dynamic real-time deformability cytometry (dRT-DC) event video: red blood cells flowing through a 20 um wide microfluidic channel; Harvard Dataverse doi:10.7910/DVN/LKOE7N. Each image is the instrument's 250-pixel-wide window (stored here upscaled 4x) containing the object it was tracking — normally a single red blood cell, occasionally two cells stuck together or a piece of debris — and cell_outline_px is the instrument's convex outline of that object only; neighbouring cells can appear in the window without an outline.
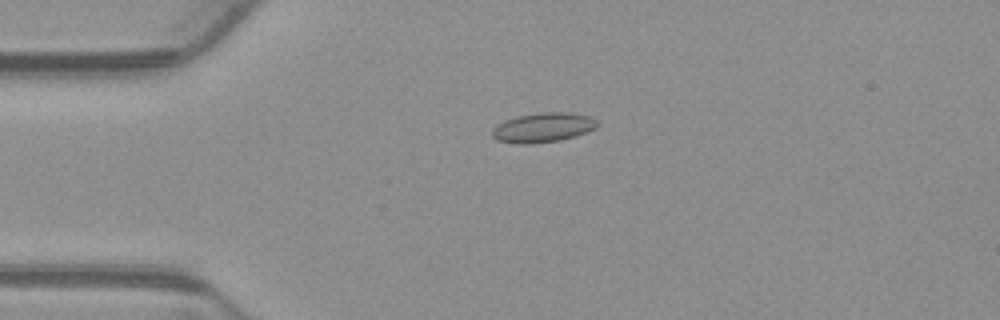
{"species": "common noctule bat (a hibernating species)", "species_latin": "Nyctalus noctula", "temperature_condition": "warm", "stored_images_in_passage": 53, "camera_frame_rate_fps": 3000, "um_per_image_px": 0.085, "animal": {"sex": "male", "body_mass_g": 23.1, "forearm_length_mm": 52.7}, "frame": {"image": 1, "passage_image": 13, "time_ms": 4.0, "image_size_px": [1000, 320], "cell_outline_px": [[600, 124], [596, 128], [560, 140], [528, 144], [520, 144], [496, 140], [492, 136], [492, 128], [496, 124], [504, 120], [516, 116], [540, 112], [572, 112], [588, 116], [596, 120]], "centroid_in_image_um": [46.12, 10.82], "position_along_channel_um": 38.9, "area_um2": 18.15}}
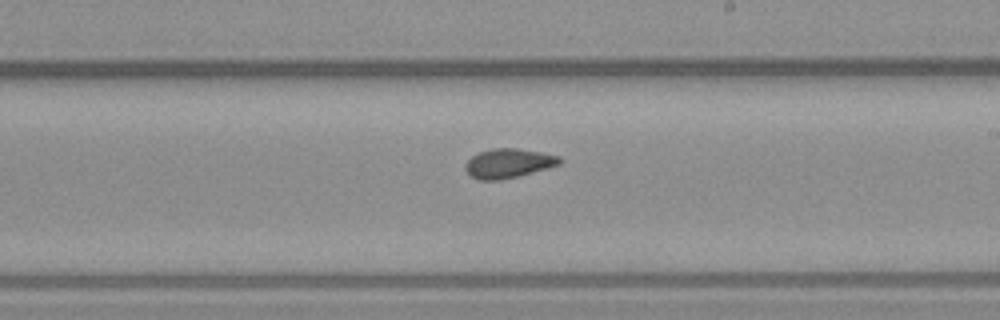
{"frame": {"image": 2, "passage_image": 31, "time_ms": 10.0, "image_size_px": [1000, 320], "cell_outline_px": [[560, 164], [516, 176], [500, 180], [480, 180], [472, 176], [464, 168], [464, 164], [472, 156], [480, 152], [492, 148], [516, 148], [540, 152], [560, 156]], "centroid_in_image_um": [43.18, 13.87], "position_along_channel_um": 245.8, "area_um2": 15.78}}
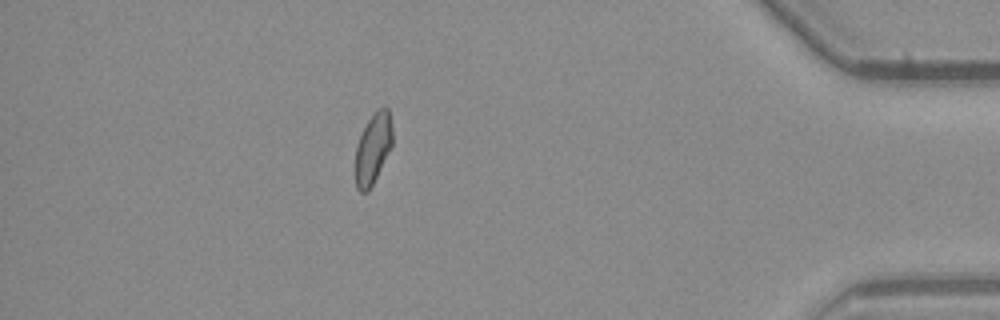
{"frame": {"image": 3, "passage_image": 47, "time_ms": 15.333, "image_size_px": [1000, 320], "cell_outline_px": [[392, 144], [368, 192], [360, 192], [356, 188], [356, 144], [368, 120], [376, 108], [384, 104], [388, 108], [392, 128]], "centroid_in_image_um": [31.7, 12.56], "position_along_channel_um": 403.5, "area_um2": 15.09}, "authors_computed_cell_mechanics": {"area_um2": 16.0106, "velocity_mm_per_s": 3.902, "shape_relaxation_time_tau1_ms": null, "shape_relaxation_time_tau2_ms": 2.2579, "deformation_change_tau1": null, "deformation_change_tau2": 0.073}}